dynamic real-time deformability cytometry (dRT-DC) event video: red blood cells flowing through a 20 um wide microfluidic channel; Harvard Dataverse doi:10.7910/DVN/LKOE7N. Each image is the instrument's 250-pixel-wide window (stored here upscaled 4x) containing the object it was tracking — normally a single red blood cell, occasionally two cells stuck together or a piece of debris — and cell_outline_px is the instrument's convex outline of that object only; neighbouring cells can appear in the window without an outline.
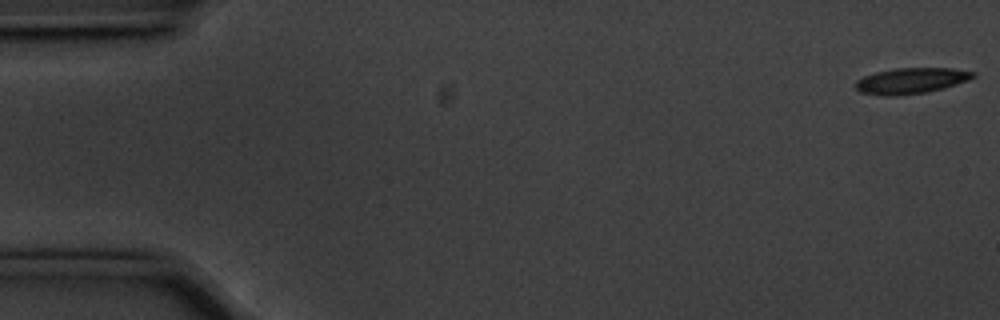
{"species": "common noctule bat (a hibernating species)", "species_latin": "Nyctalus noctula", "temperature_condition": "cold", "stored_images_in_passage": 11, "camera_frame_rate_fps": 3000, "um_per_image_px": 0.085, "animal": {"sex": "male", "body_mass_g": 20.1, "forearm_length_mm": 53.5}, "frame": {"image": 1, "passage_image": 1, "time_ms": 0.0, "image_size_px": [1000, 320], "cell_outline_px": [[976, 76], [968, 80], [944, 88], [924, 92], [896, 96], [884, 96], [860, 92], [852, 84], [856, 80], [864, 76], [876, 72], [896, 68], [952, 68], [976, 72]], "centroid_in_image_um": [77.42, 6.86], "position_along_channel_um": 7.6, "area_um2": 17.74}}